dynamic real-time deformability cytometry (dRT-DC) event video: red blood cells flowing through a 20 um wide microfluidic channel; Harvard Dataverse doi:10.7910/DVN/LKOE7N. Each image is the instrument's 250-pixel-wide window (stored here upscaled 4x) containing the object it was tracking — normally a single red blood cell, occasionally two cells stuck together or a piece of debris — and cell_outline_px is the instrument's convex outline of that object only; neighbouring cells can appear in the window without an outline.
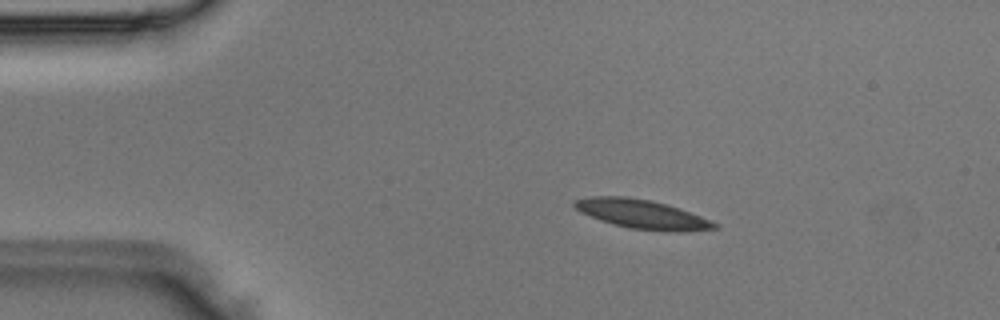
{"species": "Egyptian fruit bat (a non-hibernating species)", "species_latin": "Rousettus aegyptiacus", "temperature_condition": "room temperature", "stored_images_in_passage": 5, "camera_frame_rate_fps": 3000, "um_per_image_px": 0.085, "animal": {"sex": "male"}, "frame": {"image": 1, "passage_image": 1, "time_ms": 0.0, "image_size_px": [1000, 320], "cell_outline_px": [[720, 228], [684, 232], [676, 232], [632, 228], [600, 220], [580, 212], [572, 204], [572, 200], [592, 196], [628, 196], [648, 200], [680, 208], [712, 220], [720, 224]], "centroid_in_image_um": [54.62, 18.2], "position_along_channel_um": 30.4, "area_um2": 23.7}}
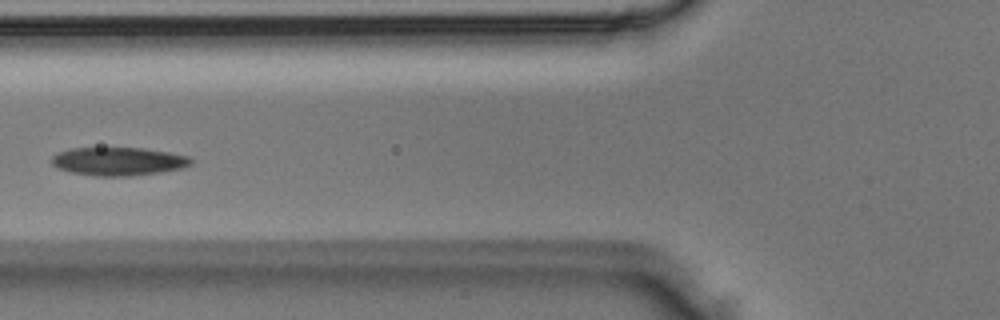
{"frame": {"image": 2, "passage_image": 3, "time_ms": 0.667, "image_size_px": [1000, 320], "cell_outline_px": [[192, 164], [184, 168], [160, 172], [128, 176], [92, 176], [72, 172], [56, 168], [52, 164], [52, 156], [60, 152], [72, 148], [144, 148], [168, 152], [188, 156], [192, 160]], "centroid_in_image_um": [10.07, 13.72], "position_along_channel_um": 115.7, "area_um2": 22.95}}
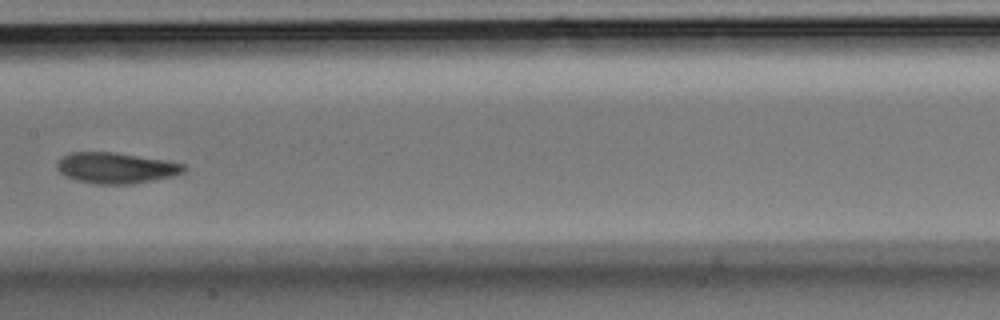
{"frame": {"image": 3, "passage_image": 5, "time_ms": 1.333, "image_size_px": [1000, 320], "cell_outline_px": [[188, 168], [184, 172], [176, 176], [132, 184], [96, 184], [76, 180], [64, 176], [56, 168], [56, 164], [64, 156], [72, 152], [112, 152], [168, 160], [184, 164]], "centroid_in_image_um": [9.91, 14.28], "position_along_channel_um": 197.5, "area_um2": 23.0}}